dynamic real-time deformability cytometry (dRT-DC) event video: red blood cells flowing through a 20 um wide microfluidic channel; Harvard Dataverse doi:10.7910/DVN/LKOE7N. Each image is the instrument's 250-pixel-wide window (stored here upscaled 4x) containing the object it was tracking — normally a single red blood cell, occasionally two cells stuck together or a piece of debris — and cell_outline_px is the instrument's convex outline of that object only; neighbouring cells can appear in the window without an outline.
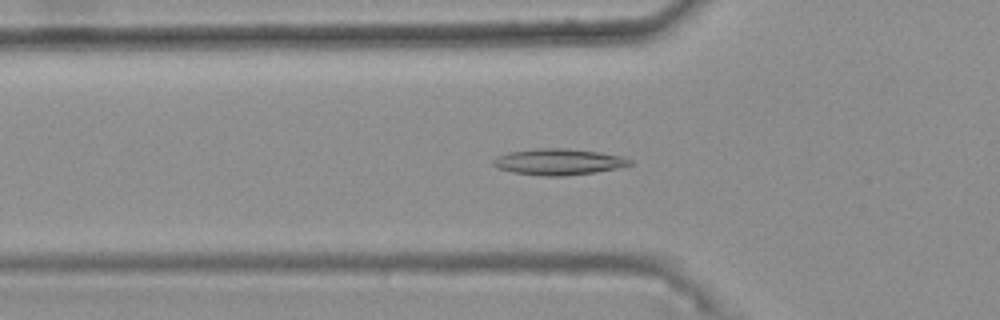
{"species": "common noctule bat (a hibernating species)", "species_latin": "Nyctalus noctula", "temperature_condition": "warm", "stored_images_in_passage": 47, "camera_frame_rate_fps": 3000, "um_per_image_px": 0.085, "animal": {"sex": "female", "body_mass_g": 25.1}, "frame": {"image": 1, "passage_image": 18, "time_ms": 5.667, "image_size_px": [1000, 320], "cell_outline_px": [[632, 164], [620, 168], [596, 172], [564, 176], [540, 176], [512, 172], [500, 168], [492, 164], [492, 160], [496, 156], [508, 152], [536, 148], [564, 148], [600, 152], [624, 156], [632, 160]], "centroid_in_image_um": [47.5, 13.75], "position_along_channel_um": 78.3, "area_um2": 21.1}}
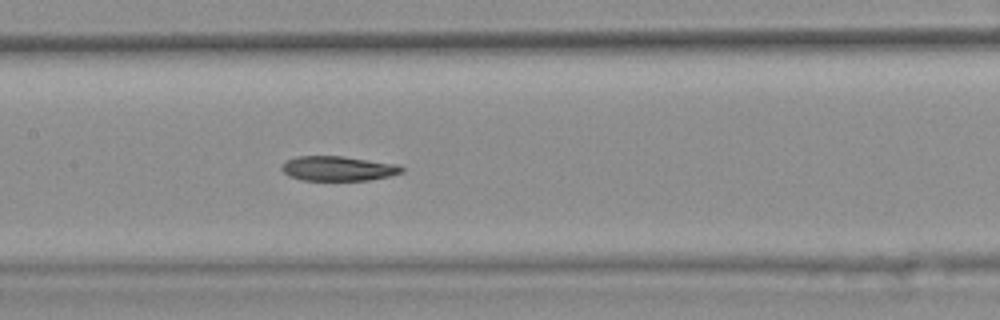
{"frame": {"image": 2, "passage_image": 26, "time_ms": 8.333, "image_size_px": [1000, 320], "cell_outline_px": [[404, 172], [388, 176], [368, 180], [300, 180], [288, 176], [280, 168], [288, 160], [296, 156], [344, 156], [396, 164], [404, 168]], "centroid_in_image_um": [28.73, 14.32], "position_along_channel_um": 178.7, "area_um2": 17.22}}
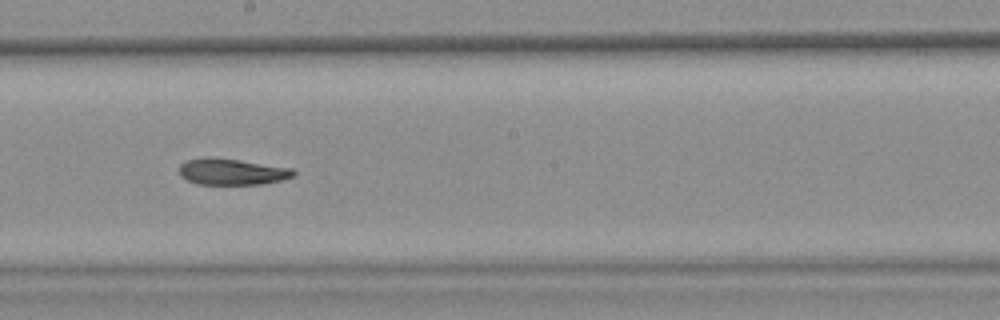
{"frame": {"image": 3, "passage_image": 30, "time_ms": 9.667, "image_size_px": [1000, 320], "cell_outline_px": [[296, 176], [280, 180], [260, 184], [196, 184], [180, 176], [180, 164], [184, 160], [204, 156], [240, 160], [292, 168], [296, 172]], "centroid_in_image_um": [19.69, 14.58], "position_along_channel_um": 228.5, "area_um2": 17.63}, "authors_computed_cell_mechanics": {"area_um2": 18.6116, "velocity_mm_per_s": 3.7584, "shape_relaxation_time_tau1_ms": null, "shape_relaxation_time_tau2_ms": 6.672, "deformation_change_tau1": null, "deformation_change_tau2": 0.1259}}